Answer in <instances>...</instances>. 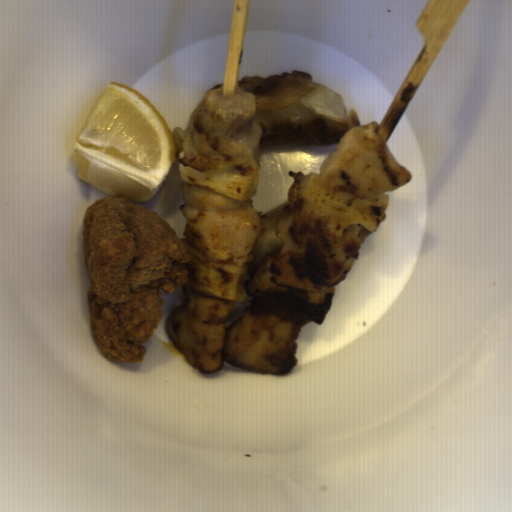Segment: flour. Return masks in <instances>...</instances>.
<instances>
[{"label":"flour","mask_w":512,"mask_h":512,"mask_svg":"<svg viewBox=\"0 0 512 512\" xmlns=\"http://www.w3.org/2000/svg\"><path fill=\"white\" fill-rule=\"evenodd\" d=\"M285 206H289V200L267 213L257 212L260 217L261 232L251 251V259L246 263L249 277H254L267 255L273 257L279 253L283 243L276 237V227L280 215Z\"/></svg>","instance_id":"flour-2"},{"label":"flour","mask_w":512,"mask_h":512,"mask_svg":"<svg viewBox=\"0 0 512 512\" xmlns=\"http://www.w3.org/2000/svg\"><path fill=\"white\" fill-rule=\"evenodd\" d=\"M215 88H224V83H222V84H218V85H214V86L211 88V90H213V89H215ZM211 90H210V91H211Z\"/></svg>","instance_id":"flour-4"},{"label":"flour","mask_w":512,"mask_h":512,"mask_svg":"<svg viewBox=\"0 0 512 512\" xmlns=\"http://www.w3.org/2000/svg\"><path fill=\"white\" fill-rule=\"evenodd\" d=\"M237 89L255 97V118L262 133L260 150L285 146L338 145L360 126L343 96L313 82L312 74L283 71L271 77L245 76Z\"/></svg>","instance_id":"flour-1"},{"label":"flour","mask_w":512,"mask_h":512,"mask_svg":"<svg viewBox=\"0 0 512 512\" xmlns=\"http://www.w3.org/2000/svg\"><path fill=\"white\" fill-rule=\"evenodd\" d=\"M200 103L195 107L193 113L191 114V116L188 120L186 129L184 130L180 126H176L175 129L171 132L174 142H175V145H176V154H180L184 148L185 140L189 136V133H190L192 125H193L194 117H195V114L197 112V109H198Z\"/></svg>","instance_id":"flour-3"}]
</instances>
